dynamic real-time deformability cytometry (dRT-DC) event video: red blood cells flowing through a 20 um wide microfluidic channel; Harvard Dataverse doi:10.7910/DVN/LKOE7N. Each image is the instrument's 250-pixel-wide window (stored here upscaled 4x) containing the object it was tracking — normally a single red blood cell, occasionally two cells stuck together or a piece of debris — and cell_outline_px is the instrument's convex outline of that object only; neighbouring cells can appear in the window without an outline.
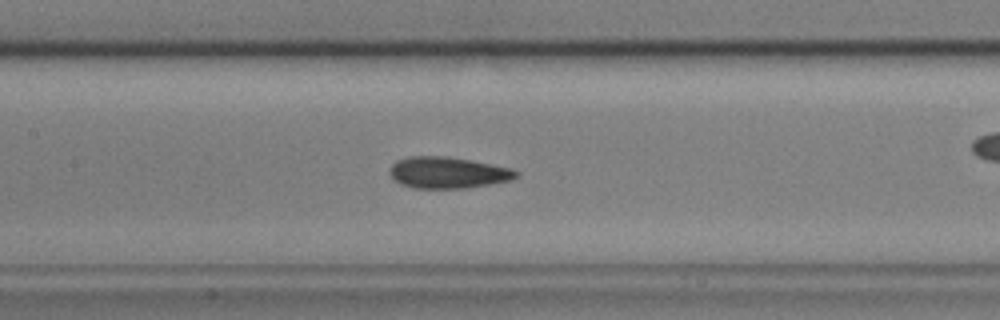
{"species": "common noctule bat (a hibernating species)", "species_latin": "Nyctalus noctula", "temperature_condition": "cold", "stored_images_in_passage": 56, "camera_frame_rate_fps": 3000, "um_per_image_px": 0.085, "animal": {"sex": "male", "body_mass_g": 17.9, "forearm_length_mm": 54.2}, "frame": {"image": 1, "passage_image": 25, "time_ms": 8.0, "image_size_px": [1000, 320], "cell_outline_px": [[520, 176], [512, 180], [464, 188], [412, 188], [400, 184], [388, 172], [392, 164], [396, 160], [408, 156], [448, 156], [512, 168], [520, 172]], "centroid_in_image_um": [38.07, 14.67], "position_along_channel_um": 169.3, "area_um2": 23.24}, "authors_computed_cell_mechanics": {"area_um2": 22.5709, "velocity_mm_per_s": 3.6008, "shape_relaxation_time_tau1_ms": null, "shape_relaxation_time_tau2_ms": 1.5932, "deformation_change_tau1": null, "deformation_change_tau2": 0.0861}}